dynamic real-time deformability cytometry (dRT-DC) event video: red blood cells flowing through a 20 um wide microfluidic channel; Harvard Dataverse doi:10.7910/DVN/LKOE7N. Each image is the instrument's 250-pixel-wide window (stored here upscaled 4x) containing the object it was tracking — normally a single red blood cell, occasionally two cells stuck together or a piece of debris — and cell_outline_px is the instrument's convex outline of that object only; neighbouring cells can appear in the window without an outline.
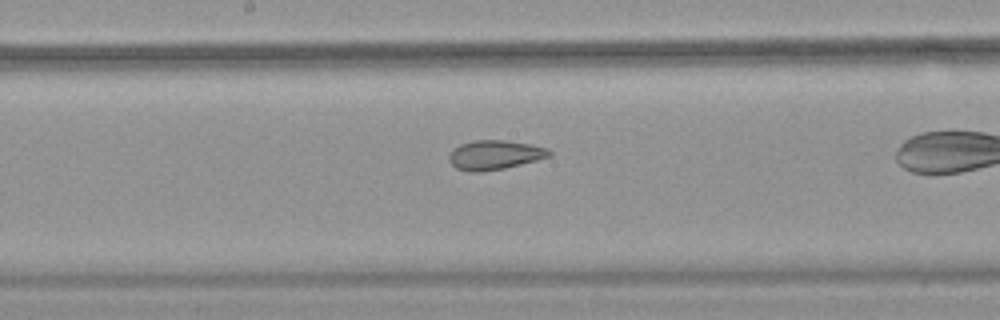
{"species": "common noctule bat (a hibernating species)", "species_latin": "Nyctalus noctula", "temperature_condition": "warm", "stored_images_in_passage": 34, "camera_frame_rate_fps": 3000, "um_per_image_px": 0.085, "animal": {"sex": "female", "body_mass_g": 18.4}, "frame": {"image": 1, "passage_image": 20, "time_ms": 6.333, "image_size_px": [1000, 320], "cell_outline_px": [[552, 156], [504, 168], [480, 172], [468, 172], [456, 168], [448, 160], [448, 156], [452, 148], [460, 144], [472, 140], [504, 140], [532, 144], [548, 148], [552, 152]], "centroid_in_image_um": [42.03, 13.16], "position_along_channel_um": 206.2, "area_um2": 17.34}}